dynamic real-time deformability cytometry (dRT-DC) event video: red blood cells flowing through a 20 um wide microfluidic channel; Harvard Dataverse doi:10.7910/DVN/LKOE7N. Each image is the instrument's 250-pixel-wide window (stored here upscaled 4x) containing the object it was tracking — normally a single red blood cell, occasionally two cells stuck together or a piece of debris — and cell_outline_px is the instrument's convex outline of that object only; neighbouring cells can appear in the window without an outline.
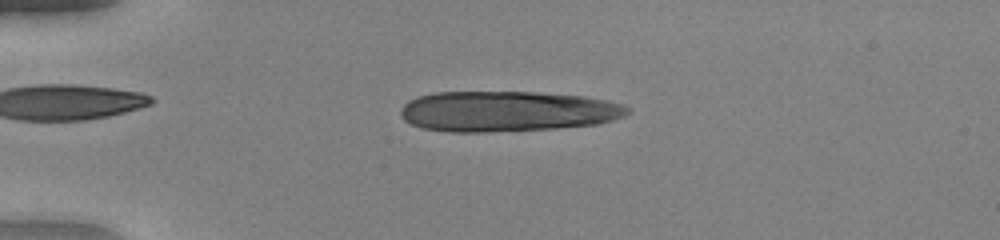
{"species": "human", "species_latin": "Homo sapiens", "temperature_condition": "warm", "stored_images_in_passage": 51, "segment_of_instrument_passage": [1, 2], "camera_frame_rate_fps": 3000, "um_per_image_px": 0.085, "donor": {"sex": "female"}, "frame": {"image": 1, "passage_image": 12, "time_ms": 3.667, "image_size_px": [1000, 240], "cell_outline_px": [[632, 108], [624, 116], [600, 124], [556, 128], [484, 132], [448, 132], [420, 128], [404, 120], [400, 116], [400, 108], [408, 100], [416, 96], [436, 92], [536, 92], [584, 96], [608, 100], [624, 104]], "centroid_in_image_um": [43.11, 9.46], "position_along_channel_um": 41.9, "area_um2": 54.1}}